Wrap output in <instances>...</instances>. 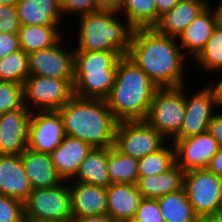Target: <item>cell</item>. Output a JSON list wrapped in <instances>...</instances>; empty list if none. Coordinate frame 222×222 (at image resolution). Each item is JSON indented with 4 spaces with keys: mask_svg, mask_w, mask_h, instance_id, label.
Wrapping results in <instances>:
<instances>
[{
    "mask_svg": "<svg viewBox=\"0 0 222 222\" xmlns=\"http://www.w3.org/2000/svg\"><path fill=\"white\" fill-rule=\"evenodd\" d=\"M185 109L184 85L158 88L145 121L171 141L181 130Z\"/></svg>",
    "mask_w": 222,
    "mask_h": 222,
    "instance_id": "52a82bcc",
    "label": "cell"
},
{
    "mask_svg": "<svg viewBox=\"0 0 222 222\" xmlns=\"http://www.w3.org/2000/svg\"><path fill=\"white\" fill-rule=\"evenodd\" d=\"M218 216L222 217V201H221V206H220V209H219V212H218Z\"/></svg>",
    "mask_w": 222,
    "mask_h": 222,
    "instance_id": "c3c4849f",
    "label": "cell"
},
{
    "mask_svg": "<svg viewBox=\"0 0 222 222\" xmlns=\"http://www.w3.org/2000/svg\"><path fill=\"white\" fill-rule=\"evenodd\" d=\"M165 222H197L195 213L184 188L157 199Z\"/></svg>",
    "mask_w": 222,
    "mask_h": 222,
    "instance_id": "4316f807",
    "label": "cell"
},
{
    "mask_svg": "<svg viewBox=\"0 0 222 222\" xmlns=\"http://www.w3.org/2000/svg\"><path fill=\"white\" fill-rule=\"evenodd\" d=\"M213 115L207 132L212 136V138L218 143L219 147H222V111Z\"/></svg>",
    "mask_w": 222,
    "mask_h": 222,
    "instance_id": "f35d334b",
    "label": "cell"
},
{
    "mask_svg": "<svg viewBox=\"0 0 222 222\" xmlns=\"http://www.w3.org/2000/svg\"><path fill=\"white\" fill-rule=\"evenodd\" d=\"M120 51L74 53V96L106 99L114 85Z\"/></svg>",
    "mask_w": 222,
    "mask_h": 222,
    "instance_id": "5b68a950",
    "label": "cell"
},
{
    "mask_svg": "<svg viewBox=\"0 0 222 222\" xmlns=\"http://www.w3.org/2000/svg\"><path fill=\"white\" fill-rule=\"evenodd\" d=\"M158 87L127 55L118 64L115 82L105 99L114 118L120 121L145 120Z\"/></svg>",
    "mask_w": 222,
    "mask_h": 222,
    "instance_id": "3957f363",
    "label": "cell"
},
{
    "mask_svg": "<svg viewBox=\"0 0 222 222\" xmlns=\"http://www.w3.org/2000/svg\"><path fill=\"white\" fill-rule=\"evenodd\" d=\"M184 171L175 163L161 174L139 177L136 183L143 198L158 199L183 188Z\"/></svg>",
    "mask_w": 222,
    "mask_h": 222,
    "instance_id": "cb8c5ba5",
    "label": "cell"
},
{
    "mask_svg": "<svg viewBox=\"0 0 222 222\" xmlns=\"http://www.w3.org/2000/svg\"><path fill=\"white\" fill-rule=\"evenodd\" d=\"M72 222H115V221L111 219L107 214H104V215L84 216L81 218L73 219Z\"/></svg>",
    "mask_w": 222,
    "mask_h": 222,
    "instance_id": "7bdbcfd3",
    "label": "cell"
},
{
    "mask_svg": "<svg viewBox=\"0 0 222 222\" xmlns=\"http://www.w3.org/2000/svg\"><path fill=\"white\" fill-rule=\"evenodd\" d=\"M58 111L66 135L88 143L92 148L114 146L118 121L106 100L73 96Z\"/></svg>",
    "mask_w": 222,
    "mask_h": 222,
    "instance_id": "7a4b0ae2",
    "label": "cell"
},
{
    "mask_svg": "<svg viewBox=\"0 0 222 222\" xmlns=\"http://www.w3.org/2000/svg\"><path fill=\"white\" fill-rule=\"evenodd\" d=\"M73 219L104 215L107 210L106 188L78 181H69Z\"/></svg>",
    "mask_w": 222,
    "mask_h": 222,
    "instance_id": "ac0fdd59",
    "label": "cell"
},
{
    "mask_svg": "<svg viewBox=\"0 0 222 222\" xmlns=\"http://www.w3.org/2000/svg\"><path fill=\"white\" fill-rule=\"evenodd\" d=\"M108 148H92L81 162L76 175L69 181H78L107 188L110 184L108 174Z\"/></svg>",
    "mask_w": 222,
    "mask_h": 222,
    "instance_id": "d4e9b609",
    "label": "cell"
},
{
    "mask_svg": "<svg viewBox=\"0 0 222 222\" xmlns=\"http://www.w3.org/2000/svg\"><path fill=\"white\" fill-rule=\"evenodd\" d=\"M0 222H25L23 202L0 194Z\"/></svg>",
    "mask_w": 222,
    "mask_h": 222,
    "instance_id": "836d02e7",
    "label": "cell"
},
{
    "mask_svg": "<svg viewBox=\"0 0 222 222\" xmlns=\"http://www.w3.org/2000/svg\"><path fill=\"white\" fill-rule=\"evenodd\" d=\"M168 141L145 120L120 121L115 130L114 147L124 155L141 159Z\"/></svg>",
    "mask_w": 222,
    "mask_h": 222,
    "instance_id": "30bf717a",
    "label": "cell"
},
{
    "mask_svg": "<svg viewBox=\"0 0 222 222\" xmlns=\"http://www.w3.org/2000/svg\"><path fill=\"white\" fill-rule=\"evenodd\" d=\"M131 222H165L157 199L143 198Z\"/></svg>",
    "mask_w": 222,
    "mask_h": 222,
    "instance_id": "e575fe53",
    "label": "cell"
},
{
    "mask_svg": "<svg viewBox=\"0 0 222 222\" xmlns=\"http://www.w3.org/2000/svg\"><path fill=\"white\" fill-rule=\"evenodd\" d=\"M23 95L31 112L59 110L74 96L73 80L30 75L23 83Z\"/></svg>",
    "mask_w": 222,
    "mask_h": 222,
    "instance_id": "ba28073f",
    "label": "cell"
},
{
    "mask_svg": "<svg viewBox=\"0 0 222 222\" xmlns=\"http://www.w3.org/2000/svg\"><path fill=\"white\" fill-rule=\"evenodd\" d=\"M203 72L212 73L222 68V27L218 24L211 34L205 48L194 60Z\"/></svg>",
    "mask_w": 222,
    "mask_h": 222,
    "instance_id": "1f68e13d",
    "label": "cell"
},
{
    "mask_svg": "<svg viewBox=\"0 0 222 222\" xmlns=\"http://www.w3.org/2000/svg\"><path fill=\"white\" fill-rule=\"evenodd\" d=\"M19 28L16 7L0 5V33H18Z\"/></svg>",
    "mask_w": 222,
    "mask_h": 222,
    "instance_id": "d590c367",
    "label": "cell"
},
{
    "mask_svg": "<svg viewBox=\"0 0 222 222\" xmlns=\"http://www.w3.org/2000/svg\"><path fill=\"white\" fill-rule=\"evenodd\" d=\"M31 114L24 106L0 116V154H21L27 149Z\"/></svg>",
    "mask_w": 222,
    "mask_h": 222,
    "instance_id": "9a60e30c",
    "label": "cell"
},
{
    "mask_svg": "<svg viewBox=\"0 0 222 222\" xmlns=\"http://www.w3.org/2000/svg\"><path fill=\"white\" fill-rule=\"evenodd\" d=\"M205 85L203 88L197 89L192 96H188L187 84L184 85L186 108L184 122L181 130L173 139L195 136L208 130L209 123L216 113V108L219 107H217L213 88L210 85Z\"/></svg>",
    "mask_w": 222,
    "mask_h": 222,
    "instance_id": "8fae6325",
    "label": "cell"
},
{
    "mask_svg": "<svg viewBox=\"0 0 222 222\" xmlns=\"http://www.w3.org/2000/svg\"><path fill=\"white\" fill-rule=\"evenodd\" d=\"M118 16L119 13L101 10L79 16L74 51H120L127 55L134 28L125 17Z\"/></svg>",
    "mask_w": 222,
    "mask_h": 222,
    "instance_id": "277c9868",
    "label": "cell"
},
{
    "mask_svg": "<svg viewBox=\"0 0 222 222\" xmlns=\"http://www.w3.org/2000/svg\"><path fill=\"white\" fill-rule=\"evenodd\" d=\"M96 11H113L120 13L122 0H94Z\"/></svg>",
    "mask_w": 222,
    "mask_h": 222,
    "instance_id": "ab89813d",
    "label": "cell"
},
{
    "mask_svg": "<svg viewBox=\"0 0 222 222\" xmlns=\"http://www.w3.org/2000/svg\"><path fill=\"white\" fill-rule=\"evenodd\" d=\"M178 38L159 33L154 27L133 30L127 56L158 88L186 85V56ZM186 80V81H185Z\"/></svg>",
    "mask_w": 222,
    "mask_h": 222,
    "instance_id": "6da1fadb",
    "label": "cell"
},
{
    "mask_svg": "<svg viewBox=\"0 0 222 222\" xmlns=\"http://www.w3.org/2000/svg\"><path fill=\"white\" fill-rule=\"evenodd\" d=\"M23 107V85L11 81H0V116L5 112Z\"/></svg>",
    "mask_w": 222,
    "mask_h": 222,
    "instance_id": "d6a6232c",
    "label": "cell"
},
{
    "mask_svg": "<svg viewBox=\"0 0 222 222\" xmlns=\"http://www.w3.org/2000/svg\"><path fill=\"white\" fill-rule=\"evenodd\" d=\"M32 191L21 154H0V194L26 200Z\"/></svg>",
    "mask_w": 222,
    "mask_h": 222,
    "instance_id": "e0dca14e",
    "label": "cell"
},
{
    "mask_svg": "<svg viewBox=\"0 0 222 222\" xmlns=\"http://www.w3.org/2000/svg\"><path fill=\"white\" fill-rule=\"evenodd\" d=\"M65 137L63 120L58 110L32 112L28 127L27 148L50 154Z\"/></svg>",
    "mask_w": 222,
    "mask_h": 222,
    "instance_id": "7c38bea8",
    "label": "cell"
},
{
    "mask_svg": "<svg viewBox=\"0 0 222 222\" xmlns=\"http://www.w3.org/2000/svg\"><path fill=\"white\" fill-rule=\"evenodd\" d=\"M15 7L20 26H60L65 19L60 0H19Z\"/></svg>",
    "mask_w": 222,
    "mask_h": 222,
    "instance_id": "ffe728a7",
    "label": "cell"
},
{
    "mask_svg": "<svg viewBox=\"0 0 222 222\" xmlns=\"http://www.w3.org/2000/svg\"><path fill=\"white\" fill-rule=\"evenodd\" d=\"M220 78L218 79V81H210L211 83H209V85L213 88L214 90V94H215V98H216V103H217V107H221L222 109V75H219ZM214 82V84H213Z\"/></svg>",
    "mask_w": 222,
    "mask_h": 222,
    "instance_id": "ee69618b",
    "label": "cell"
},
{
    "mask_svg": "<svg viewBox=\"0 0 222 222\" xmlns=\"http://www.w3.org/2000/svg\"><path fill=\"white\" fill-rule=\"evenodd\" d=\"M207 169L216 176L222 177V147H220L218 152L211 158Z\"/></svg>",
    "mask_w": 222,
    "mask_h": 222,
    "instance_id": "60d3db41",
    "label": "cell"
},
{
    "mask_svg": "<svg viewBox=\"0 0 222 222\" xmlns=\"http://www.w3.org/2000/svg\"><path fill=\"white\" fill-rule=\"evenodd\" d=\"M220 2L217 4L216 12L218 16V24L222 27V0H219Z\"/></svg>",
    "mask_w": 222,
    "mask_h": 222,
    "instance_id": "bcb514c9",
    "label": "cell"
},
{
    "mask_svg": "<svg viewBox=\"0 0 222 222\" xmlns=\"http://www.w3.org/2000/svg\"><path fill=\"white\" fill-rule=\"evenodd\" d=\"M106 193V214L115 222H131L143 199L136 184L113 183Z\"/></svg>",
    "mask_w": 222,
    "mask_h": 222,
    "instance_id": "d6986e66",
    "label": "cell"
},
{
    "mask_svg": "<svg viewBox=\"0 0 222 222\" xmlns=\"http://www.w3.org/2000/svg\"><path fill=\"white\" fill-rule=\"evenodd\" d=\"M180 1L181 0H155V5L157 7V22L161 15L171 10Z\"/></svg>",
    "mask_w": 222,
    "mask_h": 222,
    "instance_id": "b9f144b4",
    "label": "cell"
},
{
    "mask_svg": "<svg viewBox=\"0 0 222 222\" xmlns=\"http://www.w3.org/2000/svg\"><path fill=\"white\" fill-rule=\"evenodd\" d=\"M23 208L25 222H72L69 181L56 187L32 190Z\"/></svg>",
    "mask_w": 222,
    "mask_h": 222,
    "instance_id": "8992f818",
    "label": "cell"
},
{
    "mask_svg": "<svg viewBox=\"0 0 222 222\" xmlns=\"http://www.w3.org/2000/svg\"><path fill=\"white\" fill-rule=\"evenodd\" d=\"M17 50H21L18 33H0V60Z\"/></svg>",
    "mask_w": 222,
    "mask_h": 222,
    "instance_id": "74e56055",
    "label": "cell"
},
{
    "mask_svg": "<svg viewBox=\"0 0 222 222\" xmlns=\"http://www.w3.org/2000/svg\"><path fill=\"white\" fill-rule=\"evenodd\" d=\"M169 144V145H168ZM175 164L173 144L167 142L161 149L138 159L139 177L164 173Z\"/></svg>",
    "mask_w": 222,
    "mask_h": 222,
    "instance_id": "f546056e",
    "label": "cell"
},
{
    "mask_svg": "<svg viewBox=\"0 0 222 222\" xmlns=\"http://www.w3.org/2000/svg\"><path fill=\"white\" fill-rule=\"evenodd\" d=\"M29 76V55L22 49L0 60V81H11L23 85Z\"/></svg>",
    "mask_w": 222,
    "mask_h": 222,
    "instance_id": "4dcf8cb0",
    "label": "cell"
},
{
    "mask_svg": "<svg viewBox=\"0 0 222 222\" xmlns=\"http://www.w3.org/2000/svg\"><path fill=\"white\" fill-rule=\"evenodd\" d=\"M19 0H0V5L16 6Z\"/></svg>",
    "mask_w": 222,
    "mask_h": 222,
    "instance_id": "7dc6e473",
    "label": "cell"
},
{
    "mask_svg": "<svg viewBox=\"0 0 222 222\" xmlns=\"http://www.w3.org/2000/svg\"><path fill=\"white\" fill-rule=\"evenodd\" d=\"M63 18L68 13L77 17L96 11L94 0H60Z\"/></svg>",
    "mask_w": 222,
    "mask_h": 222,
    "instance_id": "8d00e7d4",
    "label": "cell"
},
{
    "mask_svg": "<svg viewBox=\"0 0 222 222\" xmlns=\"http://www.w3.org/2000/svg\"><path fill=\"white\" fill-rule=\"evenodd\" d=\"M197 222H222V217L220 216H202L199 217Z\"/></svg>",
    "mask_w": 222,
    "mask_h": 222,
    "instance_id": "f6af8a7d",
    "label": "cell"
},
{
    "mask_svg": "<svg viewBox=\"0 0 222 222\" xmlns=\"http://www.w3.org/2000/svg\"><path fill=\"white\" fill-rule=\"evenodd\" d=\"M107 167L111 184H136L138 181V159L122 154L114 146L108 148Z\"/></svg>",
    "mask_w": 222,
    "mask_h": 222,
    "instance_id": "83f0119b",
    "label": "cell"
},
{
    "mask_svg": "<svg viewBox=\"0 0 222 222\" xmlns=\"http://www.w3.org/2000/svg\"><path fill=\"white\" fill-rule=\"evenodd\" d=\"M171 142L175 151V163L184 172L207 168L220 148L207 131L187 138L172 139Z\"/></svg>",
    "mask_w": 222,
    "mask_h": 222,
    "instance_id": "5bb4252c",
    "label": "cell"
},
{
    "mask_svg": "<svg viewBox=\"0 0 222 222\" xmlns=\"http://www.w3.org/2000/svg\"><path fill=\"white\" fill-rule=\"evenodd\" d=\"M64 40L62 37L53 46L28 54L30 75L73 80L75 51L74 47L70 51L64 48Z\"/></svg>",
    "mask_w": 222,
    "mask_h": 222,
    "instance_id": "4fadbf2b",
    "label": "cell"
},
{
    "mask_svg": "<svg viewBox=\"0 0 222 222\" xmlns=\"http://www.w3.org/2000/svg\"><path fill=\"white\" fill-rule=\"evenodd\" d=\"M119 14L125 17L134 29L151 28L157 24L155 0H122Z\"/></svg>",
    "mask_w": 222,
    "mask_h": 222,
    "instance_id": "f1b7e54d",
    "label": "cell"
},
{
    "mask_svg": "<svg viewBox=\"0 0 222 222\" xmlns=\"http://www.w3.org/2000/svg\"><path fill=\"white\" fill-rule=\"evenodd\" d=\"M219 71L222 73V68ZM219 71H217L215 73H217L218 75H222Z\"/></svg>",
    "mask_w": 222,
    "mask_h": 222,
    "instance_id": "681fc988",
    "label": "cell"
},
{
    "mask_svg": "<svg viewBox=\"0 0 222 222\" xmlns=\"http://www.w3.org/2000/svg\"><path fill=\"white\" fill-rule=\"evenodd\" d=\"M183 188L199 216H218L222 201V177L207 168L184 172Z\"/></svg>",
    "mask_w": 222,
    "mask_h": 222,
    "instance_id": "9c48e42d",
    "label": "cell"
},
{
    "mask_svg": "<svg viewBox=\"0 0 222 222\" xmlns=\"http://www.w3.org/2000/svg\"><path fill=\"white\" fill-rule=\"evenodd\" d=\"M22 161L32 190L56 187L63 182L55 170L50 154L27 148L22 153Z\"/></svg>",
    "mask_w": 222,
    "mask_h": 222,
    "instance_id": "603a6c76",
    "label": "cell"
},
{
    "mask_svg": "<svg viewBox=\"0 0 222 222\" xmlns=\"http://www.w3.org/2000/svg\"><path fill=\"white\" fill-rule=\"evenodd\" d=\"M60 28L59 26L42 25L20 26L18 36L21 49L25 53L31 54L53 46L63 36L65 38Z\"/></svg>",
    "mask_w": 222,
    "mask_h": 222,
    "instance_id": "484cf974",
    "label": "cell"
},
{
    "mask_svg": "<svg viewBox=\"0 0 222 222\" xmlns=\"http://www.w3.org/2000/svg\"><path fill=\"white\" fill-rule=\"evenodd\" d=\"M217 25L218 16L216 9L209 3L178 36L179 45L182 52L184 51L183 54L186 57L191 54L194 60L205 48Z\"/></svg>",
    "mask_w": 222,
    "mask_h": 222,
    "instance_id": "2e32d148",
    "label": "cell"
},
{
    "mask_svg": "<svg viewBox=\"0 0 222 222\" xmlns=\"http://www.w3.org/2000/svg\"><path fill=\"white\" fill-rule=\"evenodd\" d=\"M209 2V0H181L160 16L154 28L161 34L178 38Z\"/></svg>",
    "mask_w": 222,
    "mask_h": 222,
    "instance_id": "7402d4cb",
    "label": "cell"
},
{
    "mask_svg": "<svg viewBox=\"0 0 222 222\" xmlns=\"http://www.w3.org/2000/svg\"><path fill=\"white\" fill-rule=\"evenodd\" d=\"M91 149L88 143L66 135L63 142L50 153L55 170L63 181H69L76 175Z\"/></svg>",
    "mask_w": 222,
    "mask_h": 222,
    "instance_id": "44dd1931",
    "label": "cell"
}]
</instances>
